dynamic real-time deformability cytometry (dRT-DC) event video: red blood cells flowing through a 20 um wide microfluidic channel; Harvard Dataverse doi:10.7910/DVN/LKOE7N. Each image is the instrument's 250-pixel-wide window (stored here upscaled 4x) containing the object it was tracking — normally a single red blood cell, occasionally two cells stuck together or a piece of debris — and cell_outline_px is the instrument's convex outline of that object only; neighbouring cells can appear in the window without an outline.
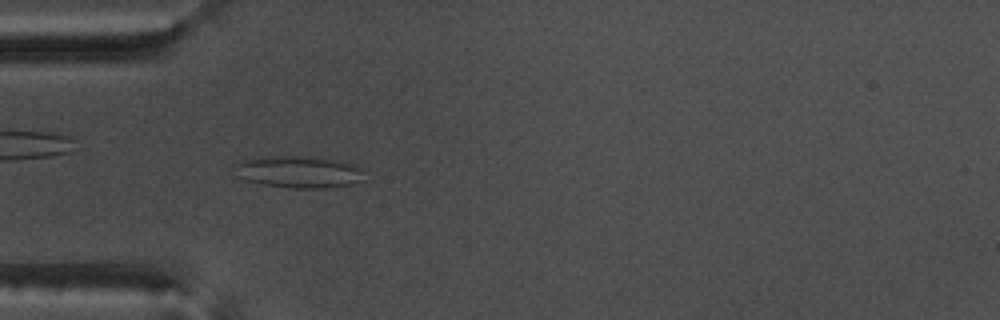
{"species": "common noctule bat (a hibernating species)", "species_latin": "Nyctalus noctula", "temperature_condition": "warm", "stored_images_in_passage": 53, "camera_frame_rate_fps": 3000, "um_per_image_px": 0.085, "animal": {"sex": "male", "body_mass_g": 17.5, "forearm_length_mm": 52.3}, "frame": {"image": 1, "passage_image": 16, "time_ms": 5.0, "image_size_px": [1000, 320], "cell_outline_px": [[364, 180], [352, 184], [324, 188], [288, 188], [260, 184], [244, 180], [236, 176], [236, 164], [244, 160], [264, 156], [312, 156], [344, 160], [356, 164], [364, 168]], "centroid_in_image_um": [25.47, 14.6], "position_along_channel_um": 59.5, "area_um2": 24.8}}
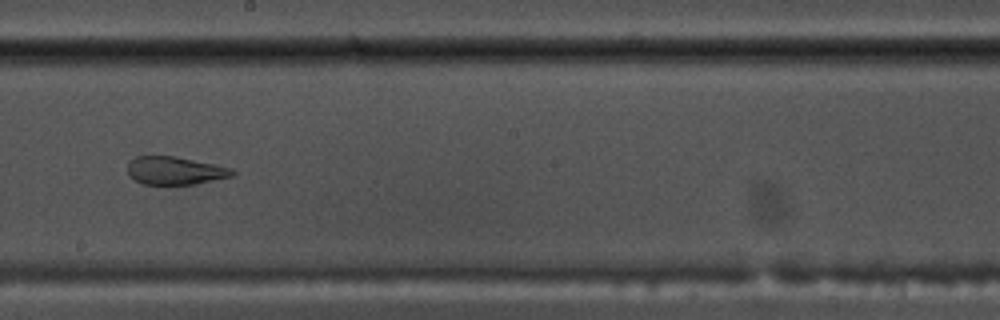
{"frame": {"image": 2, "passage_image": 30, "time_ms": 9.667, "image_size_px": [1000, 320], "cell_outline_px": [[236, 172], [232, 176], [196, 184], [144, 184], [128, 176], [128, 160], [136, 156], [176, 156], [216, 164], [232, 168]], "centroid_in_image_um": [14.88, 14.49], "position_along_channel_um": 233.3, "area_um2": 17.22}}
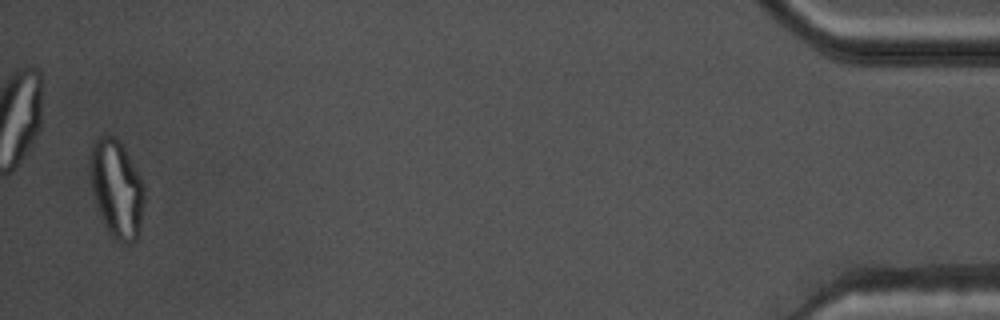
{"frame": {"image": 3, "passage_image": 52, "time_ms": 17.0, "image_size_px": [1000, 320], "cell_outline_px": [[144, 200], [140, 232], [136, 240], [132, 244], [124, 244], [116, 240], [108, 232], [104, 224], [96, 204], [92, 192], [88, 160], [88, 156], [92, 144], [100, 136], [112, 136], [120, 144], [140, 176], [144, 184]], "centroid_in_image_um": [9.9, 16.1], "position_along_channel_um": 425.3, "area_um2": 30.92}, "authors_computed_cell_mechanics": {"area_um2": 25.5476, "velocity_mm_per_s": 3.8006, "shape_relaxation_time_tau1_ms": null, "shape_relaxation_time_tau2_ms": 1.239, "deformation_change_tau1": null, "deformation_change_tau2": 0.0745}}